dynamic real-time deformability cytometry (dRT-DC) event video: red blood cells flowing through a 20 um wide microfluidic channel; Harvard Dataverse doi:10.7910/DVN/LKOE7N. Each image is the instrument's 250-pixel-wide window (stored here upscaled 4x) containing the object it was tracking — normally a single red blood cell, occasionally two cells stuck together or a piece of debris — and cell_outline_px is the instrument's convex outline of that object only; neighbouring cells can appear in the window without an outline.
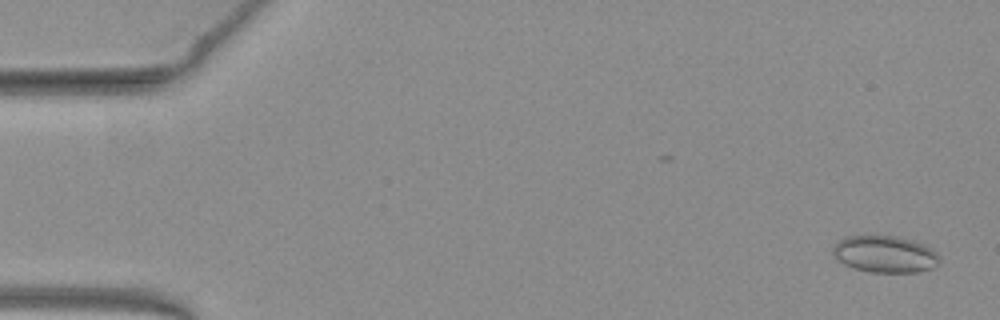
{"species": "common noctule bat (a hibernating species)", "species_latin": "Nyctalus noctula", "temperature_condition": "warm", "stored_images_in_passage": 52, "camera_frame_rate_fps": 3000, "um_per_image_px": 0.085, "animal": {"sex": "female", "body_mass_g": 19.3, "forearm_length_mm": 54.1}, "frame": {"image": 1, "passage_image": 2, "time_ms": 0.333, "image_size_px": [1000, 320], "cell_outline_px": [[940, 260], [932, 268], [916, 272], [872, 272], [852, 268], [844, 264], [832, 256], [832, 248], [844, 236], [896, 236], [912, 240], [924, 244], [932, 248], [940, 256]], "centroid_in_image_um": [75.21, 21.6], "position_along_channel_um": 9.8, "area_um2": 22.95}}
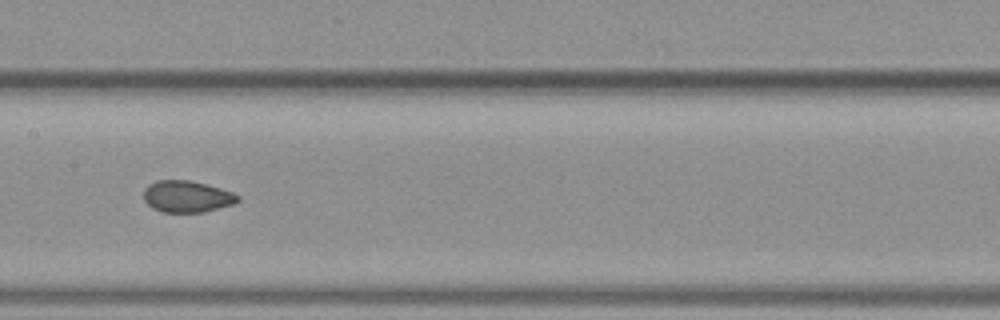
{"frame": {"image": 2, "passage_image": 26, "time_ms": 8.333, "image_size_px": [1000, 320], "cell_outline_px": [[240, 200], [236, 204], [204, 212], [164, 212], [152, 208], [144, 200], [144, 188], [148, 184], [156, 180], [188, 180], [220, 188], [232, 192], [240, 196]], "centroid_in_image_um": [15.9, 16.71], "position_along_channel_um": 191.5, "area_um2": 17.46}}
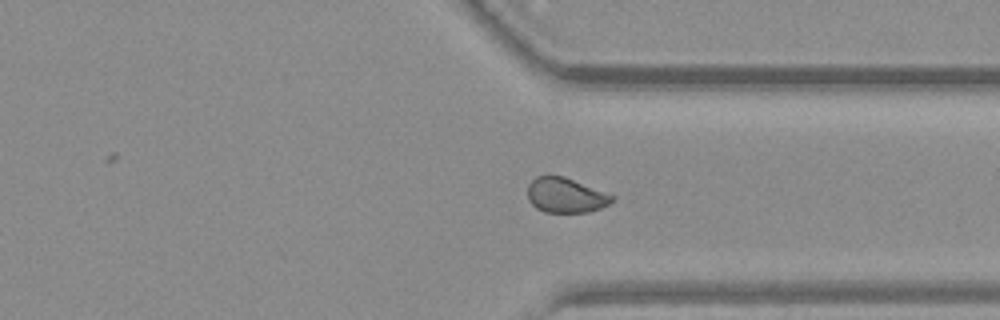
{"frame": {"image": 3, "passage_image": 39, "time_ms": 12.667, "image_size_px": [1000, 320], "cell_outline_px": [[616, 200], [600, 208], [588, 212], [544, 212], [536, 208], [528, 200], [528, 184], [536, 176], [564, 176], [616, 196]], "centroid_in_image_um": [48.09, 16.6], "position_along_channel_um": 363.3, "area_um2": 17.22}, "authors_computed_cell_mechanics": {"area_um2": 18.1492, "velocity_mm_per_s": 3.9671, "shape_relaxation_time_tau1_ms": null, "shape_relaxation_time_tau2_ms": 1.0233, "deformation_change_tau1": null, "deformation_change_tau2": 0.0548}}